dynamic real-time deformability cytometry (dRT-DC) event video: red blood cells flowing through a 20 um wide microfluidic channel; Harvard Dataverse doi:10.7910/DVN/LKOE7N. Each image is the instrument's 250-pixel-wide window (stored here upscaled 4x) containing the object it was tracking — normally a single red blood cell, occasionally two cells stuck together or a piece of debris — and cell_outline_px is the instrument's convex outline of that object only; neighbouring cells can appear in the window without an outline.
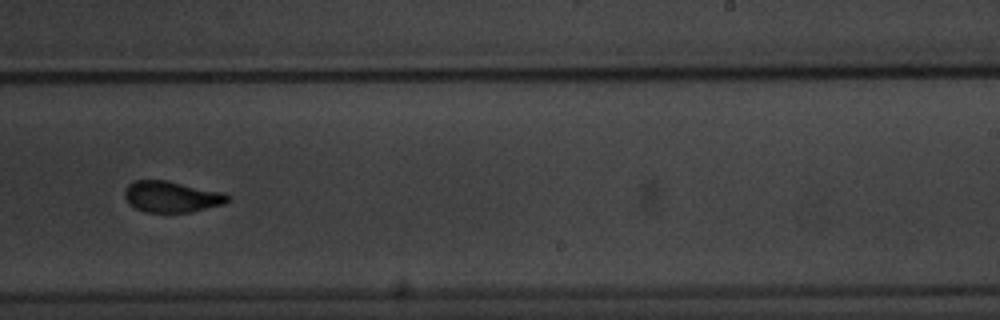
{"species": "common noctule bat (a hibernating species)", "species_latin": "Nyctalus noctula", "temperature_condition": "warm", "stored_images_in_passage": 10, "camera_frame_rate_fps": 3000, "um_per_image_px": 0.085, "animal": {"sex": "male", "body_mass_g": 20.1, "forearm_length_mm": 53.5}, "frame": {"image": 1, "passage_image": 10, "time_ms": 10.667, "image_size_px": [1000, 320], "cell_outline_px": [[232, 200], [224, 204], [192, 212], [144, 212], [128, 204], [124, 196], [124, 192], [128, 184], [136, 180], [164, 180], [224, 192]], "centroid_in_image_um": [14.59, 16.73], "position_along_channel_um": 274.4, "area_um2": 18.79}}